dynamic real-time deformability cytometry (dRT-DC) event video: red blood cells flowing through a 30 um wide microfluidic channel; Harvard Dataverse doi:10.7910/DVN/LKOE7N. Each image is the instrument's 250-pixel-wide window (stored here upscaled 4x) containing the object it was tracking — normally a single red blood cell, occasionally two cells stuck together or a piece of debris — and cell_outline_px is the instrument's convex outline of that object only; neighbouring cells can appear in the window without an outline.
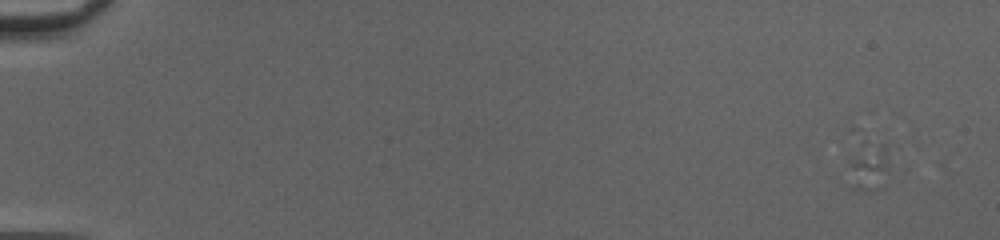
{"species": "common noctule bat (a hibernating species)", "species_latin": "Nyctalus noctula", "temperature_condition": "cold", "stored_images_in_passage": 5, "camera_frame_rate_fps": 3000, "um_per_image_px": 0.085, "animal": {"sex": "female", "body_mass_g": 20.0, "forearm_length_mm": 54.0}, "frame": {"image": 1, "passage_image": 5, "time_ms": 1.333, "image_size_px": [1000, 240], "cell_outline_px": [[888, 168], [884, 188], [864, 192], [852, 188], [848, 160], [880, 144], [884, 144]], "centroid_in_image_um": [73.88, 14.41], "position_along_channel_um": 11.1, "area_um2": 10.29}}